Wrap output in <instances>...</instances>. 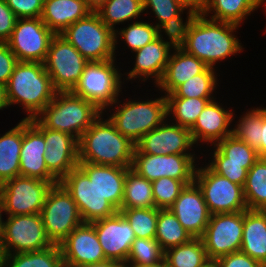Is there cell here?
<instances>
[{"label": "cell", "mask_w": 266, "mask_h": 267, "mask_svg": "<svg viewBox=\"0 0 266 267\" xmlns=\"http://www.w3.org/2000/svg\"><path fill=\"white\" fill-rule=\"evenodd\" d=\"M239 26L211 20L203 14H198L181 48L202 60L208 67L217 68L215 66L218 62L244 51L242 43L235 35Z\"/></svg>", "instance_id": "obj_1"}, {"label": "cell", "mask_w": 266, "mask_h": 267, "mask_svg": "<svg viewBox=\"0 0 266 267\" xmlns=\"http://www.w3.org/2000/svg\"><path fill=\"white\" fill-rule=\"evenodd\" d=\"M103 114L81 135L79 162L131 168L135 144L118 132Z\"/></svg>", "instance_id": "obj_2"}, {"label": "cell", "mask_w": 266, "mask_h": 267, "mask_svg": "<svg viewBox=\"0 0 266 267\" xmlns=\"http://www.w3.org/2000/svg\"><path fill=\"white\" fill-rule=\"evenodd\" d=\"M5 88L9 107H23L26 120L36 118L57 93L40 62H18Z\"/></svg>", "instance_id": "obj_3"}, {"label": "cell", "mask_w": 266, "mask_h": 267, "mask_svg": "<svg viewBox=\"0 0 266 267\" xmlns=\"http://www.w3.org/2000/svg\"><path fill=\"white\" fill-rule=\"evenodd\" d=\"M153 99V100H152ZM117 99L109 109V120L116 130L136 144L144 135L158 127L167 118V101L165 95L146 100ZM139 100V101H138ZM128 101V102H127ZM120 103V104H119ZM122 103V104H121ZM112 109V110H111ZM115 110V111H114Z\"/></svg>", "instance_id": "obj_4"}, {"label": "cell", "mask_w": 266, "mask_h": 267, "mask_svg": "<svg viewBox=\"0 0 266 267\" xmlns=\"http://www.w3.org/2000/svg\"><path fill=\"white\" fill-rule=\"evenodd\" d=\"M101 113L93 103L72 92H57L36 118L46 128L70 134L79 141Z\"/></svg>", "instance_id": "obj_5"}, {"label": "cell", "mask_w": 266, "mask_h": 267, "mask_svg": "<svg viewBox=\"0 0 266 267\" xmlns=\"http://www.w3.org/2000/svg\"><path fill=\"white\" fill-rule=\"evenodd\" d=\"M116 60L90 61L71 92L93 103L103 113H107L106 109L123 93L121 91L124 88L121 87L125 84L122 82L123 73L117 66Z\"/></svg>", "instance_id": "obj_6"}, {"label": "cell", "mask_w": 266, "mask_h": 267, "mask_svg": "<svg viewBox=\"0 0 266 267\" xmlns=\"http://www.w3.org/2000/svg\"><path fill=\"white\" fill-rule=\"evenodd\" d=\"M60 35L89 62L116 59L114 31L96 12H91L85 18L76 21Z\"/></svg>", "instance_id": "obj_7"}, {"label": "cell", "mask_w": 266, "mask_h": 267, "mask_svg": "<svg viewBox=\"0 0 266 267\" xmlns=\"http://www.w3.org/2000/svg\"><path fill=\"white\" fill-rule=\"evenodd\" d=\"M88 63L89 61L60 34L52 38L43 62L57 92H71Z\"/></svg>", "instance_id": "obj_8"}, {"label": "cell", "mask_w": 266, "mask_h": 267, "mask_svg": "<svg viewBox=\"0 0 266 267\" xmlns=\"http://www.w3.org/2000/svg\"><path fill=\"white\" fill-rule=\"evenodd\" d=\"M197 164L194 182L201 189L211 215L247 210L244 189L241 185L213 172L206 164Z\"/></svg>", "instance_id": "obj_9"}, {"label": "cell", "mask_w": 266, "mask_h": 267, "mask_svg": "<svg viewBox=\"0 0 266 267\" xmlns=\"http://www.w3.org/2000/svg\"><path fill=\"white\" fill-rule=\"evenodd\" d=\"M41 216L46 233L54 244H60L83 223L76 202L60 182L50 188Z\"/></svg>", "instance_id": "obj_10"}, {"label": "cell", "mask_w": 266, "mask_h": 267, "mask_svg": "<svg viewBox=\"0 0 266 267\" xmlns=\"http://www.w3.org/2000/svg\"><path fill=\"white\" fill-rule=\"evenodd\" d=\"M52 183L27 176H16L0 185L6 216L41 214Z\"/></svg>", "instance_id": "obj_11"}, {"label": "cell", "mask_w": 266, "mask_h": 267, "mask_svg": "<svg viewBox=\"0 0 266 267\" xmlns=\"http://www.w3.org/2000/svg\"><path fill=\"white\" fill-rule=\"evenodd\" d=\"M6 218L1 239L4 255L39 251L55 245L46 233L41 214Z\"/></svg>", "instance_id": "obj_12"}, {"label": "cell", "mask_w": 266, "mask_h": 267, "mask_svg": "<svg viewBox=\"0 0 266 267\" xmlns=\"http://www.w3.org/2000/svg\"><path fill=\"white\" fill-rule=\"evenodd\" d=\"M196 159V154L151 155L141 153L135 147L131 168L150 182L170 177L190 185L200 162Z\"/></svg>", "instance_id": "obj_13"}, {"label": "cell", "mask_w": 266, "mask_h": 267, "mask_svg": "<svg viewBox=\"0 0 266 267\" xmlns=\"http://www.w3.org/2000/svg\"><path fill=\"white\" fill-rule=\"evenodd\" d=\"M55 35L41 17L17 19L6 44L19 62L43 63Z\"/></svg>", "instance_id": "obj_14"}, {"label": "cell", "mask_w": 266, "mask_h": 267, "mask_svg": "<svg viewBox=\"0 0 266 267\" xmlns=\"http://www.w3.org/2000/svg\"><path fill=\"white\" fill-rule=\"evenodd\" d=\"M60 183L76 202L83 222H94L115 215L118 210L97 190L96 185L79 167L71 170Z\"/></svg>", "instance_id": "obj_15"}, {"label": "cell", "mask_w": 266, "mask_h": 267, "mask_svg": "<svg viewBox=\"0 0 266 267\" xmlns=\"http://www.w3.org/2000/svg\"><path fill=\"white\" fill-rule=\"evenodd\" d=\"M243 234V211L213 214L201 239L210 260L239 252Z\"/></svg>", "instance_id": "obj_16"}, {"label": "cell", "mask_w": 266, "mask_h": 267, "mask_svg": "<svg viewBox=\"0 0 266 267\" xmlns=\"http://www.w3.org/2000/svg\"><path fill=\"white\" fill-rule=\"evenodd\" d=\"M44 125L37 119H23V142L20 150V175L57 184L45 163Z\"/></svg>", "instance_id": "obj_17"}, {"label": "cell", "mask_w": 266, "mask_h": 267, "mask_svg": "<svg viewBox=\"0 0 266 267\" xmlns=\"http://www.w3.org/2000/svg\"><path fill=\"white\" fill-rule=\"evenodd\" d=\"M135 146L141 153L151 155L195 154L193 149L196 147L190 130L171 123L168 118L144 135Z\"/></svg>", "instance_id": "obj_18"}, {"label": "cell", "mask_w": 266, "mask_h": 267, "mask_svg": "<svg viewBox=\"0 0 266 267\" xmlns=\"http://www.w3.org/2000/svg\"><path fill=\"white\" fill-rule=\"evenodd\" d=\"M107 260L125 266L133 241L136 239L129 222L118 211L115 215L91 222Z\"/></svg>", "instance_id": "obj_19"}, {"label": "cell", "mask_w": 266, "mask_h": 267, "mask_svg": "<svg viewBox=\"0 0 266 267\" xmlns=\"http://www.w3.org/2000/svg\"><path fill=\"white\" fill-rule=\"evenodd\" d=\"M65 267L107 260L95 227L90 222L78 225L60 244Z\"/></svg>", "instance_id": "obj_20"}, {"label": "cell", "mask_w": 266, "mask_h": 267, "mask_svg": "<svg viewBox=\"0 0 266 267\" xmlns=\"http://www.w3.org/2000/svg\"><path fill=\"white\" fill-rule=\"evenodd\" d=\"M226 108L216 99L206 105L194 125L189 129L196 146H200L199 143L202 142L212 147L226 136L233 134L232 125L237 115L233 109Z\"/></svg>", "instance_id": "obj_21"}, {"label": "cell", "mask_w": 266, "mask_h": 267, "mask_svg": "<svg viewBox=\"0 0 266 267\" xmlns=\"http://www.w3.org/2000/svg\"><path fill=\"white\" fill-rule=\"evenodd\" d=\"M192 238H201L211 214L201 189L193 182L186 185L179 197L168 208Z\"/></svg>", "instance_id": "obj_22"}, {"label": "cell", "mask_w": 266, "mask_h": 267, "mask_svg": "<svg viewBox=\"0 0 266 267\" xmlns=\"http://www.w3.org/2000/svg\"><path fill=\"white\" fill-rule=\"evenodd\" d=\"M45 163L48 171L60 182L78 166V140L67 133L44 126Z\"/></svg>", "instance_id": "obj_23"}, {"label": "cell", "mask_w": 266, "mask_h": 267, "mask_svg": "<svg viewBox=\"0 0 266 267\" xmlns=\"http://www.w3.org/2000/svg\"><path fill=\"white\" fill-rule=\"evenodd\" d=\"M173 49L170 44L158 36L152 42L134 51L133 69L123 74V82L124 80L129 82L138 79L139 82L145 83L151 78L156 86L164 74Z\"/></svg>", "instance_id": "obj_24"}, {"label": "cell", "mask_w": 266, "mask_h": 267, "mask_svg": "<svg viewBox=\"0 0 266 267\" xmlns=\"http://www.w3.org/2000/svg\"><path fill=\"white\" fill-rule=\"evenodd\" d=\"M207 68L208 66L202 60L187 53L181 47L174 48L164 74L155 87L166 96L192 77L203 73Z\"/></svg>", "instance_id": "obj_25"}, {"label": "cell", "mask_w": 266, "mask_h": 267, "mask_svg": "<svg viewBox=\"0 0 266 267\" xmlns=\"http://www.w3.org/2000/svg\"><path fill=\"white\" fill-rule=\"evenodd\" d=\"M78 166L94 182L99 193L119 211L124 197L125 177L128 168L88 162H79Z\"/></svg>", "instance_id": "obj_26"}, {"label": "cell", "mask_w": 266, "mask_h": 267, "mask_svg": "<svg viewBox=\"0 0 266 267\" xmlns=\"http://www.w3.org/2000/svg\"><path fill=\"white\" fill-rule=\"evenodd\" d=\"M91 12L84 0H44L41 20L55 34H60Z\"/></svg>", "instance_id": "obj_27"}, {"label": "cell", "mask_w": 266, "mask_h": 267, "mask_svg": "<svg viewBox=\"0 0 266 267\" xmlns=\"http://www.w3.org/2000/svg\"><path fill=\"white\" fill-rule=\"evenodd\" d=\"M240 251L266 266V210L243 211Z\"/></svg>", "instance_id": "obj_28"}, {"label": "cell", "mask_w": 266, "mask_h": 267, "mask_svg": "<svg viewBox=\"0 0 266 267\" xmlns=\"http://www.w3.org/2000/svg\"><path fill=\"white\" fill-rule=\"evenodd\" d=\"M22 142L23 119L0 136V185L20 175Z\"/></svg>", "instance_id": "obj_29"}, {"label": "cell", "mask_w": 266, "mask_h": 267, "mask_svg": "<svg viewBox=\"0 0 266 267\" xmlns=\"http://www.w3.org/2000/svg\"><path fill=\"white\" fill-rule=\"evenodd\" d=\"M260 6L261 0H207L202 14L211 20L241 26Z\"/></svg>", "instance_id": "obj_30"}, {"label": "cell", "mask_w": 266, "mask_h": 267, "mask_svg": "<svg viewBox=\"0 0 266 267\" xmlns=\"http://www.w3.org/2000/svg\"><path fill=\"white\" fill-rule=\"evenodd\" d=\"M95 12L115 32L116 25L137 21L144 12V5L143 0H107Z\"/></svg>", "instance_id": "obj_31"}, {"label": "cell", "mask_w": 266, "mask_h": 267, "mask_svg": "<svg viewBox=\"0 0 266 267\" xmlns=\"http://www.w3.org/2000/svg\"><path fill=\"white\" fill-rule=\"evenodd\" d=\"M121 208H155L152 183L128 168Z\"/></svg>", "instance_id": "obj_32"}, {"label": "cell", "mask_w": 266, "mask_h": 267, "mask_svg": "<svg viewBox=\"0 0 266 267\" xmlns=\"http://www.w3.org/2000/svg\"><path fill=\"white\" fill-rule=\"evenodd\" d=\"M216 72L217 68L208 67L203 73L184 82L165 97L217 99L214 92L217 93V86H219L217 78L219 72Z\"/></svg>", "instance_id": "obj_33"}, {"label": "cell", "mask_w": 266, "mask_h": 267, "mask_svg": "<svg viewBox=\"0 0 266 267\" xmlns=\"http://www.w3.org/2000/svg\"><path fill=\"white\" fill-rule=\"evenodd\" d=\"M2 267H65L60 246L4 256Z\"/></svg>", "instance_id": "obj_34"}, {"label": "cell", "mask_w": 266, "mask_h": 267, "mask_svg": "<svg viewBox=\"0 0 266 267\" xmlns=\"http://www.w3.org/2000/svg\"><path fill=\"white\" fill-rule=\"evenodd\" d=\"M155 239L164 251L188 243L192 237L169 209H158Z\"/></svg>", "instance_id": "obj_35"}, {"label": "cell", "mask_w": 266, "mask_h": 267, "mask_svg": "<svg viewBox=\"0 0 266 267\" xmlns=\"http://www.w3.org/2000/svg\"><path fill=\"white\" fill-rule=\"evenodd\" d=\"M164 259L168 267H204L210 260L201 238L167 249Z\"/></svg>", "instance_id": "obj_36"}, {"label": "cell", "mask_w": 266, "mask_h": 267, "mask_svg": "<svg viewBox=\"0 0 266 267\" xmlns=\"http://www.w3.org/2000/svg\"><path fill=\"white\" fill-rule=\"evenodd\" d=\"M212 100L214 99L166 97L167 118L177 125L190 129Z\"/></svg>", "instance_id": "obj_37"}, {"label": "cell", "mask_w": 266, "mask_h": 267, "mask_svg": "<svg viewBox=\"0 0 266 267\" xmlns=\"http://www.w3.org/2000/svg\"><path fill=\"white\" fill-rule=\"evenodd\" d=\"M243 189L248 209L266 210V158H259L248 170Z\"/></svg>", "instance_id": "obj_38"}, {"label": "cell", "mask_w": 266, "mask_h": 267, "mask_svg": "<svg viewBox=\"0 0 266 267\" xmlns=\"http://www.w3.org/2000/svg\"><path fill=\"white\" fill-rule=\"evenodd\" d=\"M158 37V28L154 23L142 21L140 19L131 22L125 28H118L114 32L115 39V54L118 48V42H124L128 49L133 53L134 51L144 47L146 44L152 42ZM121 39V40H120ZM120 40V41H118Z\"/></svg>", "instance_id": "obj_39"}, {"label": "cell", "mask_w": 266, "mask_h": 267, "mask_svg": "<svg viewBox=\"0 0 266 267\" xmlns=\"http://www.w3.org/2000/svg\"><path fill=\"white\" fill-rule=\"evenodd\" d=\"M263 112L258 107L248 108V110L235 121L233 126V134L240 140L247 143L250 147L257 150L260 158V134ZM237 123V124H236Z\"/></svg>", "instance_id": "obj_40"}, {"label": "cell", "mask_w": 266, "mask_h": 267, "mask_svg": "<svg viewBox=\"0 0 266 267\" xmlns=\"http://www.w3.org/2000/svg\"><path fill=\"white\" fill-rule=\"evenodd\" d=\"M136 238H155L158 208H120Z\"/></svg>", "instance_id": "obj_41"}, {"label": "cell", "mask_w": 266, "mask_h": 267, "mask_svg": "<svg viewBox=\"0 0 266 267\" xmlns=\"http://www.w3.org/2000/svg\"><path fill=\"white\" fill-rule=\"evenodd\" d=\"M185 11L187 12V17L185 18L186 21L183 20ZM197 16V12L184 9L178 16L171 17L168 21L158 27V36L173 48L182 47L186 41L189 28ZM164 35L167 39L166 37L164 39Z\"/></svg>", "instance_id": "obj_42"}, {"label": "cell", "mask_w": 266, "mask_h": 267, "mask_svg": "<svg viewBox=\"0 0 266 267\" xmlns=\"http://www.w3.org/2000/svg\"><path fill=\"white\" fill-rule=\"evenodd\" d=\"M165 251L155 238H136L125 265H152L164 259Z\"/></svg>", "instance_id": "obj_43"}, {"label": "cell", "mask_w": 266, "mask_h": 267, "mask_svg": "<svg viewBox=\"0 0 266 267\" xmlns=\"http://www.w3.org/2000/svg\"><path fill=\"white\" fill-rule=\"evenodd\" d=\"M215 146L225 155V163L255 164L259 159L257 150L234 134L218 141Z\"/></svg>", "instance_id": "obj_44"}, {"label": "cell", "mask_w": 266, "mask_h": 267, "mask_svg": "<svg viewBox=\"0 0 266 267\" xmlns=\"http://www.w3.org/2000/svg\"><path fill=\"white\" fill-rule=\"evenodd\" d=\"M213 152L211 150V157L206 164L213 172L219 174L222 177L229 179L231 182L244 186L248 170L254 164H235L225 163V155L215 146ZM212 158V159H211Z\"/></svg>", "instance_id": "obj_45"}, {"label": "cell", "mask_w": 266, "mask_h": 267, "mask_svg": "<svg viewBox=\"0 0 266 267\" xmlns=\"http://www.w3.org/2000/svg\"><path fill=\"white\" fill-rule=\"evenodd\" d=\"M151 183L155 208L158 209H168L186 186L183 181L170 177H162Z\"/></svg>", "instance_id": "obj_46"}, {"label": "cell", "mask_w": 266, "mask_h": 267, "mask_svg": "<svg viewBox=\"0 0 266 267\" xmlns=\"http://www.w3.org/2000/svg\"><path fill=\"white\" fill-rule=\"evenodd\" d=\"M143 5V14H149L147 13L148 10H151L148 12L154 13L153 15L156 17L154 25L157 28L171 17L178 16L185 9L175 0H143Z\"/></svg>", "instance_id": "obj_47"}, {"label": "cell", "mask_w": 266, "mask_h": 267, "mask_svg": "<svg viewBox=\"0 0 266 267\" xmlns=\"http://www.w3.org/2000/svg\"><path fill=\"white\" fill-rule=\"evenodd\" d=\"M17 19L39 18L43 12L44 0H5Z\"/></svg>", "instance_id": "obj_48"}, {"label": "cell", "mask_w": 266, "mask_h": 267, "mask_svg": "<svg viewBox=\"0 0 266 267\" xmlns=\"http://www.w3.org/2000/svg\"><path fill=\"white\" fill-rule=\"evenodd\" d=\"M18 59L6 42H0V84L6 86Z\"/></svg>", "instance_id": "obj_49"}, {"label": "cell", "mask_w": 266, "mask_h": 267, "mask_svg": "<svg viewBox=\"0 0 266 267\" xmlns=\"http://www.w3.org/2000/svg\"><path fill=\"white\" fill-rule=\"evenodd\" d=\"M17 17L5 0H0V42H6L13 32Z\"/></svg>", "instance_id": "obj_50"}, {"label": "cell", "mask_w": 266, "mask_h": 267, "mask_svg": "<svg viewBox=\"0 0 266 267\" xmlns=\"http://www.w3.org/2000/svg\"><path fill=\"white\" fill-rule=\"evenodd\" d=\"M217 261L221 267H264L259 261L241 251L220 257Z\"/></svg>", "instance_id": "obj_51"}, {"label": "cell", "mask_w": 266, "mask_h": 267, "mask_svg": "<svg viewBox=\"0 0 266 267\" xmlns=\"http://www.w3.org/2000/svg\"><path fill=\"white\" fill-rule=\"evenodd\" d=\"M175 1L178 2L185 9L193 10L198 14L203 13L207 2V0H175Z\"/></svg>", "instance_id": "obj_52"}, {"label": "cell", "mask_w": 266, "mask_h": 267, "mask_svg": "<svg viewBox=\"0 0 266 267\" xmlns=\"http://www.w3.org/2000/svg\"><path fill=\"white\" fill-rule=\"evenodd\" d=\"M260 158H266V117L262 120L260 134Z\"/></svg>", "instance_id": "obj_53"}, {"label": "cell", "mask_w": 266, "mask_h": 267, "mask_svg": "<svg viewBox=\"0 0 266 267\" xmlns=\"http://www.w3.org/2000/svg\"><path fill=\"white\" fill-rule=\"evenodd\" d=\"M70 267H124L120 263L112 260H105L98 263H89V264H83V265H76V266H70Z\"/></svg>", "instance_id": "obj_54"}, {"label": "cell", "mask_w": 266, "mask_h": 267, "mask_svg": "<svg viewBox=\"0 0 266 267\" xmlns=\"http://www.w3.org/2000/svg\"><path fill=\"white\" fill-rule=\"evenodd\" d=\"M9 104L7 101L6 88L4 85L0 84V110L8 108Z\"/></svg>", "instance_id": "obj_55"}, {"label": "cell", "mask_w": 266, "mask_h": 267, "mask_svg": "<svg viewBox=\"0 0 266 267\" xmlns=\"http://www.w3.org/2000/svg\"><path fill=\"white\" fill-rule=\"evenodd\" d=\"M86 5L91 9L92 12H95L99 9L107 0H84Z\"/></svg>", "instance_id": "obj_56"}, {"label": "cell", "mask_w": 266, "mask_h": 267, "mask_svg": "<svg viewBox=\"0 0 266 267\" xmlns=\"http://www.w3.org/2000/svg\"><path fill=\"white\" fill-rule=\"evenodd\" d=\"M124 267H168V263L165 259H163L159 263L152 265H125Z\"/></svg>", "instance_id": "obj_57"}, {"label": "cell", "mask_w": 266, "mask_h": 267, "mask_svg": "<svg viewBox=\"0 0 266 267\" xmlns=\"http://www.w3.org/2000/svg\"><path fill=\"white\" fill-rule=\"evenodd\" d=\"M3 213L5 212L3 210V205H2V201L0 197V237L3 236V232H4V219L2 218Z\"/></svg>", "instance_id": "obj_58"}, {"label": "cell", "mask_w": 266, "mask_h": 267, "mask_svg": "<svg viewBox=\"0 0 266 267\" xmlns=\"http://www.w3.org/2000/svg\"><path fill=\"white\" fill-rule=\"evenodd\" d=\"M204 267H221L217 260H209Z\"/></svg>", "instance_id": "obj_59"}, {"label": "cell", "mask_w": 266, "mask_h": 267, "mask_svg": "<svg viewBox=\"0 0 266 267\" xmlns=\"http://www.w3.org/2000/svg\"><path fill=\"white\" fill-rule=\"evenodd\" d=\"M2 237H0V267H2L3 265V260H4V252H3V248H2Z\"/></svg>", "instance_id": "obj_60"}, {"label": "cell", "mask_w": 266, "mask_h": 267, "mask_svg": "<svg viewBox=\"0 0 266 267\" xmlns=\"http://www.w3.org/2000/svg\"><path fill=\"white\" fill-rule=\"evenodd\" d=\"M262 5H263V7L265 8L264 10V12H265V14H266V0H261V8H262ZM265 33H266V30H265Z\"/></svg>", "instance_id": "obj_61"}, {"label": "cell", "mask_w": 266, "mask_h": 267, "mask_svg": "<svg viewBox=\"0 0 266 267\" xmlns=\"http://www.w3.org/2000/svg\"><path fill=\"white\" fill-rule=\"evenodd\" d=\"M259 109L263 112L264 116L266 117V107H259Z\"/></svg>", "instance_id": "obj_62"}]
</instances>
